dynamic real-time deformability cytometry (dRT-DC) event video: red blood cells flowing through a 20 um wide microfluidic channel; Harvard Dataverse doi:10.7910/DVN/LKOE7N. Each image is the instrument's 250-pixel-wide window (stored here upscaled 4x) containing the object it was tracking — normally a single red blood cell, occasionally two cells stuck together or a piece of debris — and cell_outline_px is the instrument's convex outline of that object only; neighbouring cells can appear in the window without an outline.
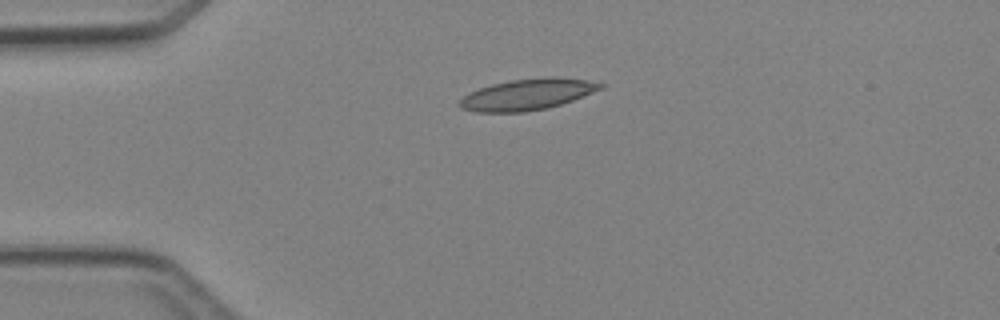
{"species": "Egyptian fruit bat (a non-hibernating species)", "species_latin": "Rousettus aegyptiacus", "temperature_condition": "cold", "stored_images_in_passage": 4, "camera_frame_rate_fps": 3000, "um_per_image_px": 0.085, "animal": {"sex": "female"}, "frame": {"image": 1, "passage_image": 4, "time_ms": 3.333, "image_size_px": [1000, 320], "cell_outline_px": [[604, 88], [572, 100], [548, 108], [524, 112], [476, 112], [460, 108], [456, 104], [464, 96], [480, 88], [492, 84], [512, 80], [544, 76], [560, 76], [588, 80], [604, 84]], "centroid_in_image_um": [44.84, 8.02], "position_along_channel_um": 40.2, "area_um2": 25.66}}